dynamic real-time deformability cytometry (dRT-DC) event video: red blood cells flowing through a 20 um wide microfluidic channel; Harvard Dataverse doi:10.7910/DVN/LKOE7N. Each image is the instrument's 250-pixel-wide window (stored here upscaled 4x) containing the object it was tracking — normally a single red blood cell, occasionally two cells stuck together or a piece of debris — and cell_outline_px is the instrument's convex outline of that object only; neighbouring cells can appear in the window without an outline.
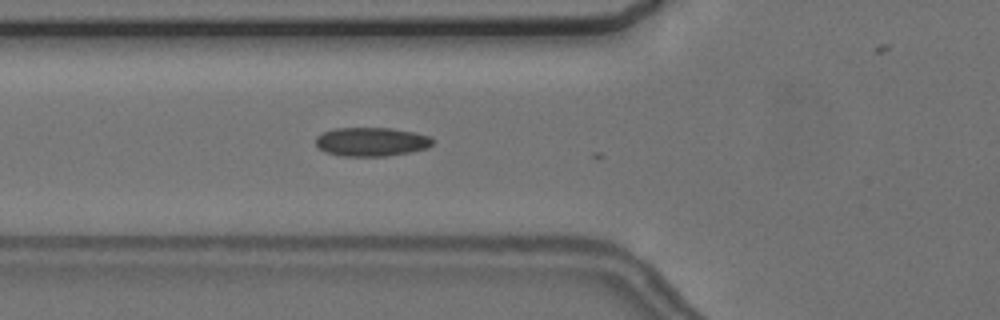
{"species": "common noctule bat (a hibernating species)", "species_latin": "Nyctalus noctula", "temperature_condition": "cold", "stored_images_in_passage": 9, "camera_frame_rate_fps": 3000, "um_per_image_px": 0.085, "animal": {"sex": "female", "body_mass_g": 24.6, "forearm_length_mm": 56.2}, "frame": {"image": 1, "passage_image": 4, "time_ms": 1.0, "image_size_px": [1000, 320], "cell_outline_px": [[436, 140], [428, 148], [412, 152], [388, 156], [340, 156], [324, 152], [316, 144], [316, 136], [332, 128], [392, 128], [416, 132], [432, 136]], "centroid_in_image_um": [31.62, 12.05], "position_along_channel_um": 94.2, "area_um2": 20.06}}